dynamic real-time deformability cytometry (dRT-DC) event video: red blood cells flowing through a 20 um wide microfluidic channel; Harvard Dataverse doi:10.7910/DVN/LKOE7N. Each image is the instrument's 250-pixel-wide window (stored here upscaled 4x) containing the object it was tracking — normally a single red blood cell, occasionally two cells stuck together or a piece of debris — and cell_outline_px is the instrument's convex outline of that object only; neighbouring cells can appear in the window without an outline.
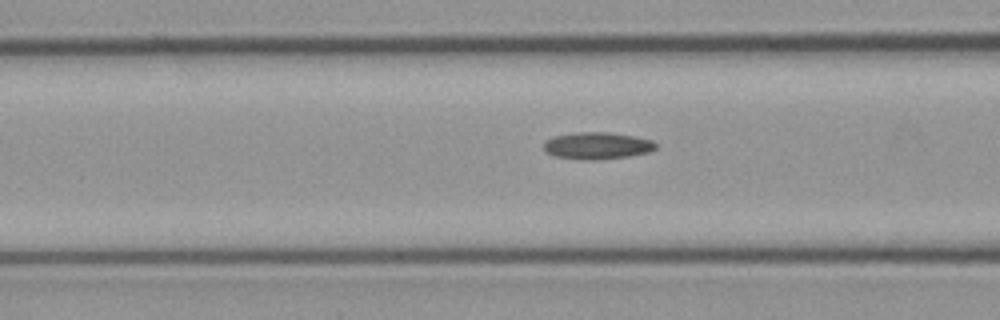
{"species": "common noctule bat (a hibernating species)", "species_latin": "Nyctalus noctula", "temperature_condition": "cold", "stored_images_in_passage": 26, "camera_frame_rate_fps": 3000, "um_per_image_px": 0.085, "animal": {"sex": "male", "body_mass_g": 23.1, "forearm_length_mm": 52.7}, "frame": {"image": 1, "passage_image": 5, "time_ms": 1.333, "image_size_px": [1000, 320], "cell_outline_px": [[656, 148], [648, 152], [628, 156], [596, 160], [584, 160], [556, 156], [544, 152], [544, 140], [556, 136], [576, 132], [608, 132], [636, 136], [652, 140], [656, 144]], "centroid_in_image_um": [50.75, 12.38], "position_along_channel_um": 115.9, "area_um2": 17.63}}
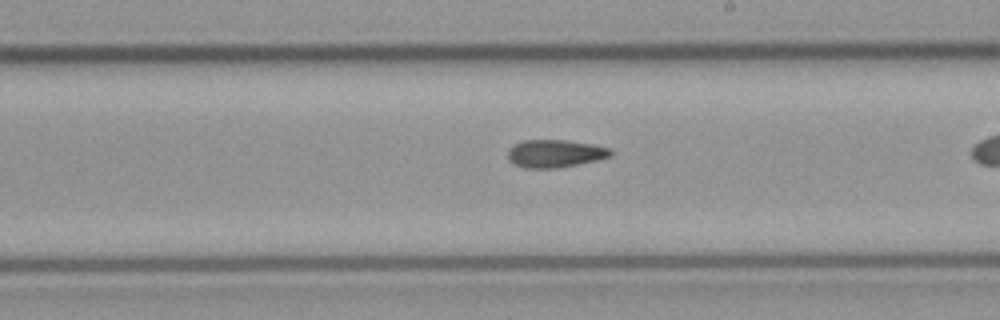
{"frame": {"image": 2, "passage_image": 15, "time_ms": 4.667, "image_size_px": [1000, 320], "cell_outline_px": [[612, 156], [596, 160], [556, 168], [524, 168], [508, 160], [508, 148], [524, 140], [564, 140], [592, 144], [612, 148]], "centroid_in_image_um": [47.18, 13.04], "position_along_channel_um": 241.8, "area_um2": 16.53}}
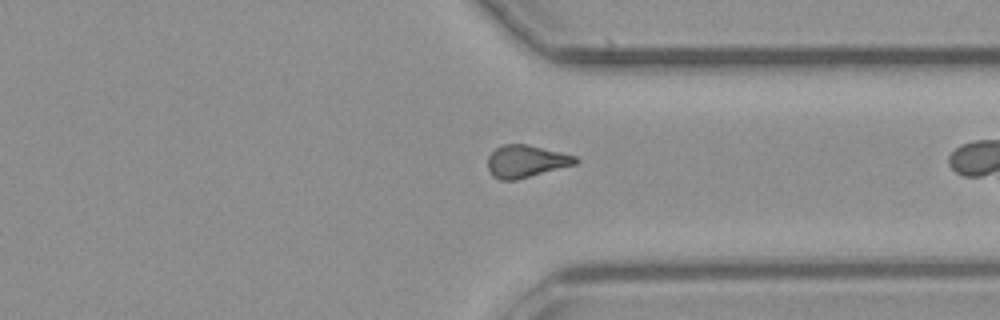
{"frame": {"image": 3, "passage_image": 25, "time_ms": 8.0, "image_size_px": [1000, 320], "cell_outline_px": [[580, 160], [576, 164], [516, 180], [500, 180], [492, 176], [488, 168], [488, 156], [500, 144], [528, 144], [576, 156]], "centroid_in_image_um": [44.7, 13.7], "position_along_channel_um": 366.7, "area_um2": 16.59}}